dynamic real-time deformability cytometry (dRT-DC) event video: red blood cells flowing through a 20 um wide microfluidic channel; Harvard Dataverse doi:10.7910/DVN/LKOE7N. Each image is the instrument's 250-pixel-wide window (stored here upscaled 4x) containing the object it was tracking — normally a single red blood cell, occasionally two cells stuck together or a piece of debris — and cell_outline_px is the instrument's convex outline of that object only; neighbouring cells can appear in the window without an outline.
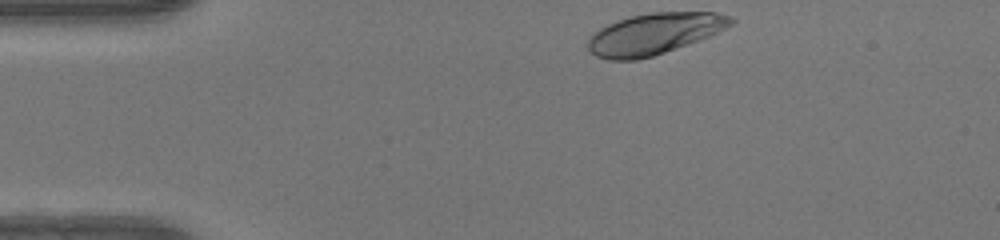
{"species": "human", "species_latin": "Homo sapiens", "temperature_condition": "warm", "stored_images_in_passage": 33, "camera_frame_rate_fps": 3000, "um_per_image_px": 0.085, "donor": {"sex": "female"}, "frame": {"image": 1, "passage_image": 1, "time_ms": 0.0, "image_size_px": [1000, 240], "cell_outline_px": [[736, 20], [732, 24], [708, 36], [664, 52], [652, 56], [636, 60], [608, 60], [596, 56], [588, 48], [588, 40], [600, 28], [616, 20], [632, 16], [652, 12], [716, 12], [728, 16]], "centroid_in_image_um": [55.59, 2.87], "position_along_channel_um": 29.4, "area_um2": 33.76}}
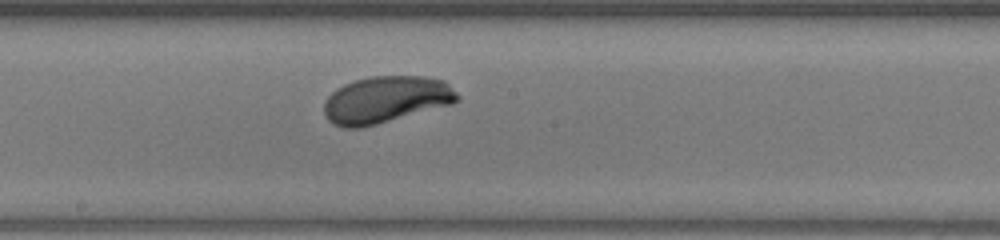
{"frame": {"image": 2, "passage_image": 19, "time_ms": 6.0, "image_size_px": [1000, 240], "cell_outline_px": [[460, 100], [452, 104], [376, 124], [360, 128], [344, 128], [332, 124], [328, 120], [324, 112], [324, 104], [328, 96], [336, 88], [344, 84], [356, 80], [372, 76], [420, 76], [444, 80], [460, 96]], "centroid_in_image_um": [32.79, 8.47], "position_along_channel_um": 215.4, "area_um2": 36.3}}
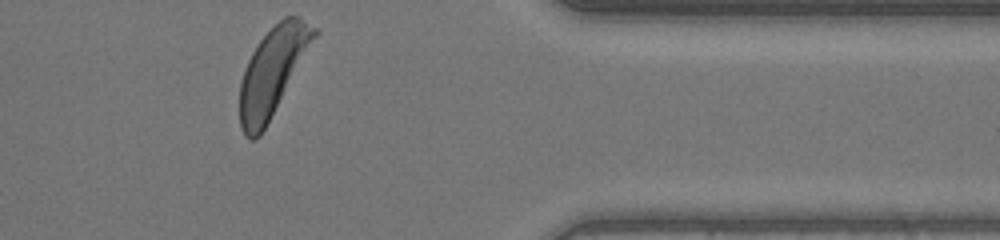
{"frame": {"image": 3, "passage_image": 33, "time_ms": 10.667, "image_size_px": [1000, 240], "cell_outline_px": [[320, 32], [260, 136], [256, 140], [248, 140], [244, 136], [240, 128], [240, 80], [244, 68], [252, 52], [260, 40], [284, 16], [300, 16], [316, 28]], "centroid_in_image_um": [23.17, 6.1], "position_along_channel_um": 388.2, "area_um2": 37.92}, "authors_computed_cell_mechanics": {"area_um2": 35.9516, "velocity_mm_per_s": 4.1403, "shape_relaxation_time_tau1_ms": 2.5062, "shape_relaxation_time_tau2_ms": null, "deformation_change_tau1": 0.1633, "deformation_change_tau2": null}}